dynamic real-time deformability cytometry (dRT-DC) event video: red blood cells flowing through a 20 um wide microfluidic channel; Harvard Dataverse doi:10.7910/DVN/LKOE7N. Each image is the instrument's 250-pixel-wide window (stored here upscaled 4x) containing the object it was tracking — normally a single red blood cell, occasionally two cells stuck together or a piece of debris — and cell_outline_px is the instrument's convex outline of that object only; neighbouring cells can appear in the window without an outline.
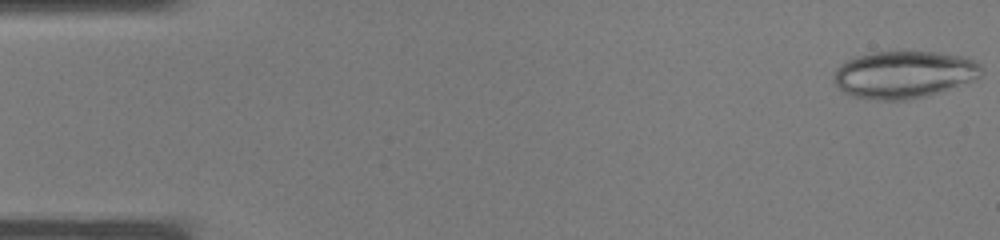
{"species": "common noctule bat (a hibernating species)", "species_latin": "Nyctalus noctula", "temperature_condition": "warm", "stored_images_in_passage": 37, "camera_frame_rate_fps": 3000, "um_per_image_px": 0.085, "animal": {"sex": "male", "body_mass_g": 19.0, "forearm_length_mm": 50.8}, "frame": {"image": 1, "passage_image": 1, "time_ms": 0.0, "image_size_px": [1000, 240], "cell_outline_px": [[984, 72], [976, 80], [928, 96], [912, 100], [876, 100], [852, 96], [836, 88], [832, 76], [836, 68], [840, 64], [856, 56], [872, 52], [904, 48], [936, 52], [964, 56], [976, 60], [984, 68]], "centroid_in_image_um": [76.86, 6.3], "position_along_channel_um": 8.1, "area_um2": 42.31}}